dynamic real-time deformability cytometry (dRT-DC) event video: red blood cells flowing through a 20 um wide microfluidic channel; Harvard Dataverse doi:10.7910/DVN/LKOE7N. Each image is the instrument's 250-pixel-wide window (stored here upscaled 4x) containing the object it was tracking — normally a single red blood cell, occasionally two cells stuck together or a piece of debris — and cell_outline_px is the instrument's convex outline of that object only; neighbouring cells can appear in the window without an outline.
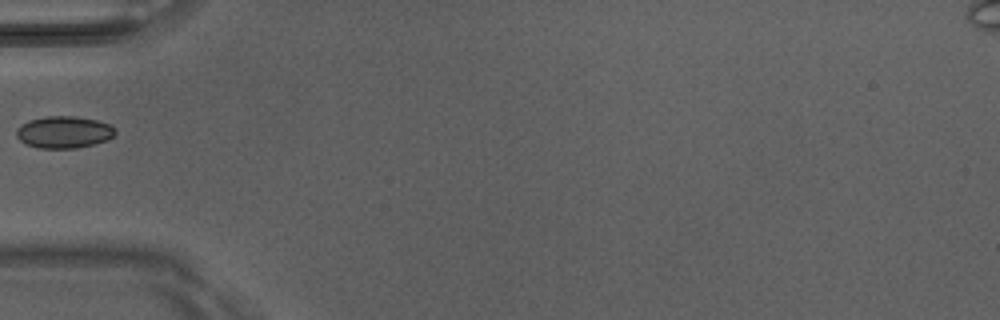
{"species": "Egyptian fruit bat (a non-hibernating species)", "species_latin": "Rousettus aegyptiacus", "temperature_condition": "room temperature", "stored_images_in_passage": 1, "camera_frame_rate_fps": 3000, "um_per_image_px": 0.085, "animal": {"sex": "male"}, "frame": {"image": 1, "passage_image": 1, "time_ms": 0.0, "image_size_px": [1000, 320], "cell_outline_px": [[116, 132], [112, 136], [104, 140], [92, 144], [76, 148], [40, 148], [28, 144], [20, 140], [16, 136], [16, 128], [20, 124], [28, 120], [44, 116], [72, 116], [96, 120], [108, 124], [116, 128]], "centroid_in_image_um": [5.38, 11.21], "position_along_channel_um": 79.6, "area_um2": 18.26}}